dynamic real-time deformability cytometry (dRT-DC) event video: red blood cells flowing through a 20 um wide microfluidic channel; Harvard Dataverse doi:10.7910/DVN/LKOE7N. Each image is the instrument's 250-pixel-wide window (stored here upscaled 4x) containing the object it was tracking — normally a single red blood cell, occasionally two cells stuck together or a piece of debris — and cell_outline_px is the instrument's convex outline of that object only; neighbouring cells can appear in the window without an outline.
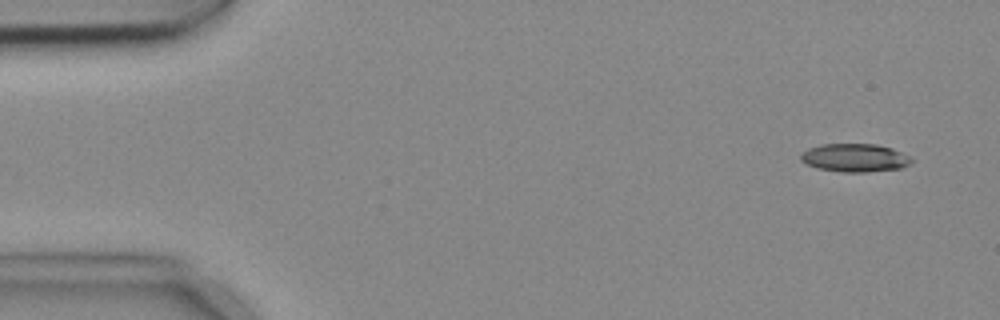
{"species": "common noctule bat (a hibernating species)", "species_latin": "Nyctalus noctula", "temperature_condition": "cold", "stored_images_in_passage": 6, "camera_frame_rate_fps": 3000, "um_per_image_px": 0.085, "animal": {"sex": "female", "body_mass_g": 18.4}, "frame": {"image": 1, "passage_image": 1, "time_ms": 0.0, "image_size_px": [1000, 320], "cell_outline_px": [[912, 160], [908, 164], [900, 168], [868, 172], [840, 172], [816, 168], [804, 164], [800, 160], [800, 156], [808, 148], [820, 144], [876, 144], [892, 148], [912, 156]], "centroid_in_image_um": [72.63, 13.41], "position_along_channel_um": 12.4, "area_um2": 18.38}}
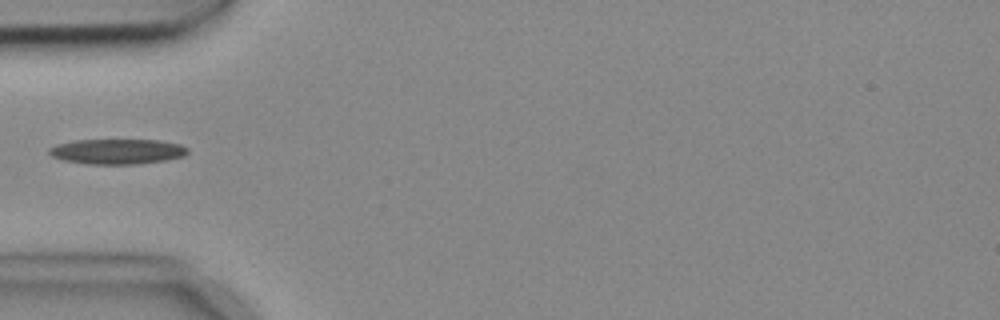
{"frame": {"image": 2, "passage_image": 5, "time_ms": 1.333, "image_size_px": [1000, 320], "cell_outline_px": [[188, 152], [184, 156], [168, 160], [136, 164], [88, 164], [64, 160], [52, 156], [48, 152], [48, 148], [56, 144], [76, 140], [160, 140], [180, 144], [188, 148]], "centroid_in_image_um": [9.98, 12.87], "position_along_channel_um": 75.0, "area_um2": 20.4}}